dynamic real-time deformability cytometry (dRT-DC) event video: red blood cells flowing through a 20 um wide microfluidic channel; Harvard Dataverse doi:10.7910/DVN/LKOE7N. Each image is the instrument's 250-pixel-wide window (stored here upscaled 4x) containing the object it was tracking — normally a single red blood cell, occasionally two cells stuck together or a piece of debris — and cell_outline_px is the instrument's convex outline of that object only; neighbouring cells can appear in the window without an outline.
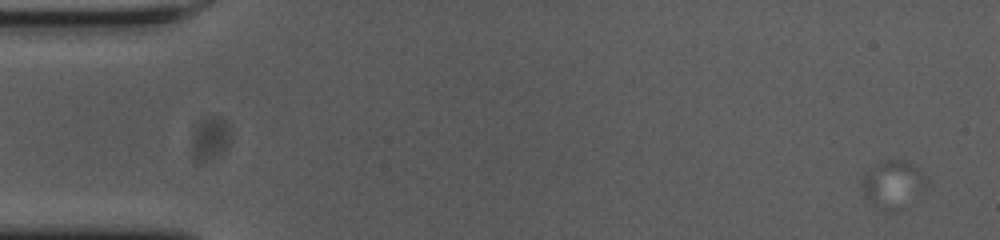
{"species": "common noctule bat (a hibernating species)", "species_latin": "Nyctalus noctula", "temperature_condition": "cold", "stored_images_in_passage": 4, "camera_frame_rate_fps": 3000, "um_per_image_px": 0.085, "animal": {"sex": "female", "body_mass_g": 23.0, "forearm_length_mm": 53.4}, "frame": {"image": 1, "passage_image": 1, "time_ms": 0.0, "image_size_px": [1000, 240], "cell_outline_px": [[924, 184], [868, 196], [864, 196], [860, 184], [860, 180], [876, 164], [888, 160], [904, 160], [912, 164], [924, 176]], "centroid_in_image_um": [75.71, 15.09], "position_along_channel_um": 9.3, "area_um2": 11.5}}